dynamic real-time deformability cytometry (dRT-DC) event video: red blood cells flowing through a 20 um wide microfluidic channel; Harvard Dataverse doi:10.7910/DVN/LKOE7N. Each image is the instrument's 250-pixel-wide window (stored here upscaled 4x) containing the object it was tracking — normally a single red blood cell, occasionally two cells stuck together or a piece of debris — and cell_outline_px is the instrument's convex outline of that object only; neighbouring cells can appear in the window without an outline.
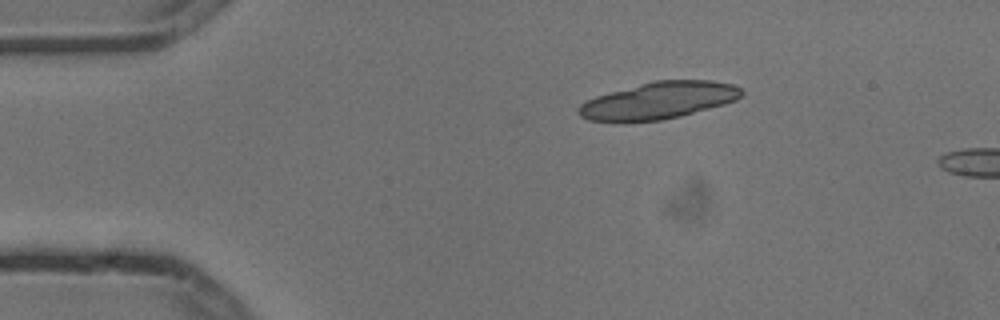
{"species": "common noctule bat (a hibernating species)", "species_latin": "Nyctalus noctula", "temperature_condition": "cold", "stored_images_in_passage": 2, "camera_frame_rate_fps": 3000, "um_per_image_px": 0.085, "animal": {"sex": "male", "body_mass_g": 13.3}, "frame": {"image": 1, "passage_image": 1, "time_ms": 0.0, "image_size_px": [1000, 320], "cell_outline_px": [[744, 92], [736, 100], [724, 104], [680, 116], [660, 120], [624, 124], [588, 120], [580, 116], [576, 112], [576, 108], [580, 104], [596, 96], [652, 80], [712, 80], [732, 84], [740, 88]], "centroid_in_image_um": [55.91, 8.57], "position_along_channel_um": 29.1, "area_um2": 35.66}}